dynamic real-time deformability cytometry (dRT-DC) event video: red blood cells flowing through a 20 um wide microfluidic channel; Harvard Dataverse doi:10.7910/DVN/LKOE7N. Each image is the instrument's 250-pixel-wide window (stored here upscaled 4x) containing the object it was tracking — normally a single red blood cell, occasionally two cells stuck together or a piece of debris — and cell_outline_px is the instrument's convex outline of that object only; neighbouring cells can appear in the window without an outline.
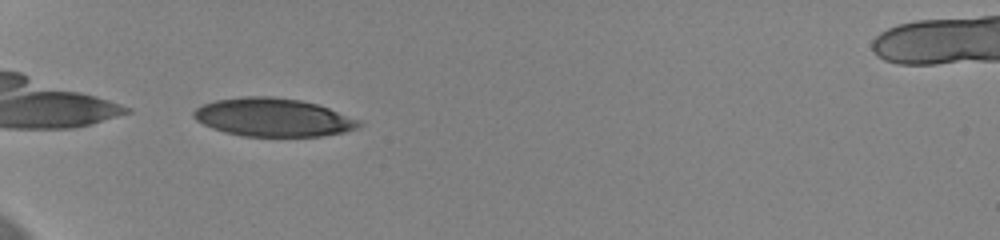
{"species": "human", "species_latin": "Homo sapiens", "temperature_condition": "cold", "stored_images_in_passage": 38, "camera_frame_rate_fps": 3000, "um_per_image_px": 0.085, "donor": {"sex": "female"}, "frame": {"image": 1, "passage_image": 1, "time_ms": 0.0, "image_size_px": [1000, 240], "cell_outline_px": [[364, 124], [360, 128], [344, 132], [320, 136], [244, 136], [224, 132], [212, 128], [196, 120], [192, 116], [192, 112], [196, 108], [204, 104], [216, 100], [240, 96], [272, 96], [300, 100], [316, 104], [328, 108], [360, 120]], "centroid_in_image_um": [23.22, 9.97], "position_along_channel_um": 61.8, "area_um2": 36.93}, "authors_computed_cell_mechanics": {"area_um2": 38.8416, "velocity_mm_per_s": 3.6383, "shape_relaxation_time_tau1_ms": 4.2846, "shape_relaxation_time_tau2_ms": 0.6601, "deformation_change_tau1": 0.1859, "deformation_change_tau2": 0.0566}}